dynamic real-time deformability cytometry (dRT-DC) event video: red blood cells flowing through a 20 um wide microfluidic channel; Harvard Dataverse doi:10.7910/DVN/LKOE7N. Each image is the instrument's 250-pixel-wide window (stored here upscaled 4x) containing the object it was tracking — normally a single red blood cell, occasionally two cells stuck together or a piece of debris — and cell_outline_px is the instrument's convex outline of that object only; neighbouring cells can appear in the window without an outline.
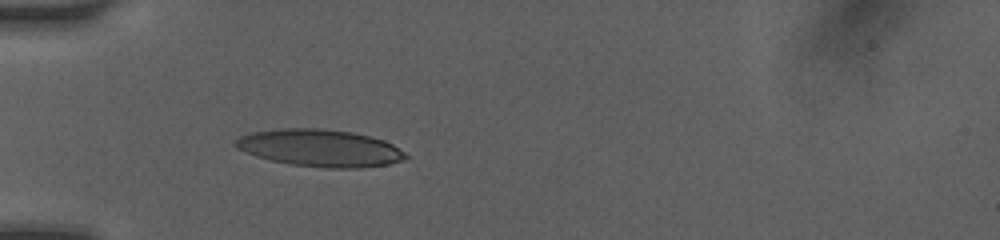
{"species": "human", "species_latin": "Homo sapiens", "temperature_condition": "room temperature", "stored_images_in_passage": 9, "camera_frame_rate_fps": 3000, "um_per_image_px": 0.085, "donor": {"sex": "female"}, "frame": {"image": 1, "passage_image": 4, "time_ms": 2.333, "image_size_px": [1000, 240], "cell_outline_px": [[408, 156], [400, 160], [388, 164], [360, 168], [324, 168], [292, 164], [272, 160], [256, 156], [236, 148], [236, 140], [240, 136], [252, 132], [280, 128], [320, 128], [352, 132], [384, 140], [392, 144], [404, 152]], "centroid_in_image_um": [27.19, 12.58], "position_along_channel_um": 57.8, "area_um2": 36.59}}
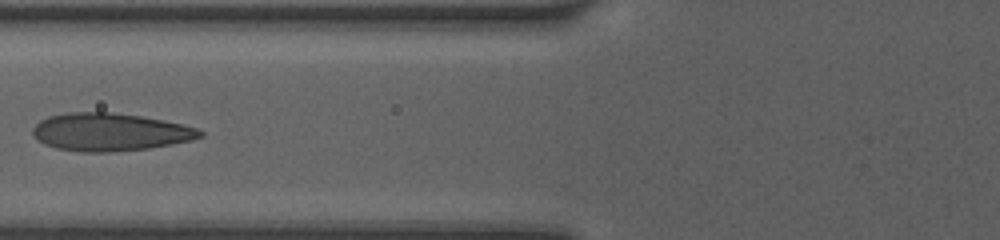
{"frame": {"image": 2, "passage_image": 6, "time_ms": 4.0, "image_size_px": [1000, 240], "cell_outline_px": [[204, 136], [192, 140], [172, 144], [148, 148], [112, 152], [80, 152], [56, 148], [44, 144], [36, 140], [32, 136], [32, 128], [40, 120], [48, 116], [68, 112], [112, 112], [140, 116], [164, 120], [196, 128], [204, 132]], "centroid_in_image_um": [9.31, 11.22], "position_along_channel_um": 116.5, "area_um2": 37.05}}
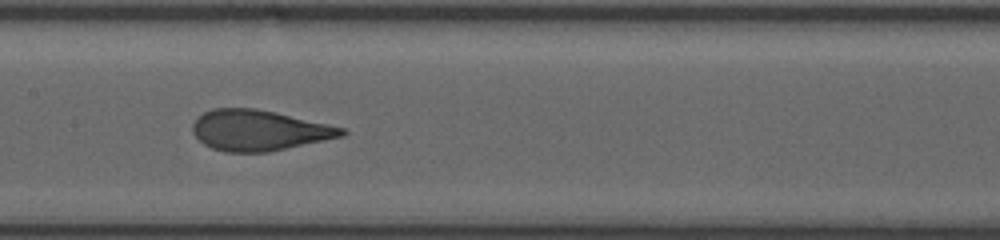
{"frame": {"image": 3, "passage_image": 8, "time_ms": 5.667, "image_size_px": [1000, 240], "cell_outline_px": [[348, 132], [344, 136], [268, 152], [224, 152], [212, 148], [204, 144], [192, 132], [192, 124], [196, 116], [212, 108], [256, 108], [276, 112], [328, 124], [344, 128]], "centroid_in_image_um": [21.99, 11.07], "position_along_channel_um": 185.4, "area_um2": 35.37}}